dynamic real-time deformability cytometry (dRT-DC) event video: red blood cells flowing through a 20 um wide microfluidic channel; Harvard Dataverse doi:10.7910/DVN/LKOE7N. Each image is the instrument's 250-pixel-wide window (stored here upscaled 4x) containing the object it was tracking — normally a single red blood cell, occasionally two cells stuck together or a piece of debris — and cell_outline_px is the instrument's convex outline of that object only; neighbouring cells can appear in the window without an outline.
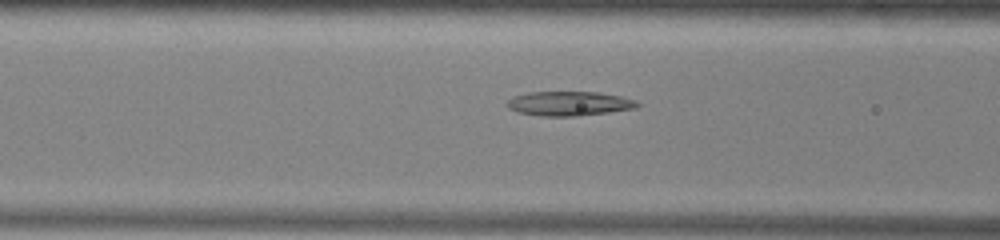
{"species": "common noctule bat (a hibernating species)", "species_latin": "Nyctalus noctula", "temperature_condition": "warm", "stored_images_in_passage": 48, "camera_frame_rate_fps": 3000, "um_per_image_px": 0.085, "animal": {"sex": "male", "body_mass_g": 13.0, "forearm_length_mm": 53.1}, "frame": {"image": 1, "passage_image": 16, "time_ms": 5.0, "image_size_px": [1000, 240], "cell_outline_px": [[640, 104], [636, 108], [608, 112], [576, 116], [540, 116], [520, 112], [508, 108], [504, 104], [512, 96], [528, 92], [600, 92], [620, 96], [636, 100]], "centroid_in_image_um": [48.35, 8.79], "position_along_channel_um": 118.2, "area_um2": 18.55}}
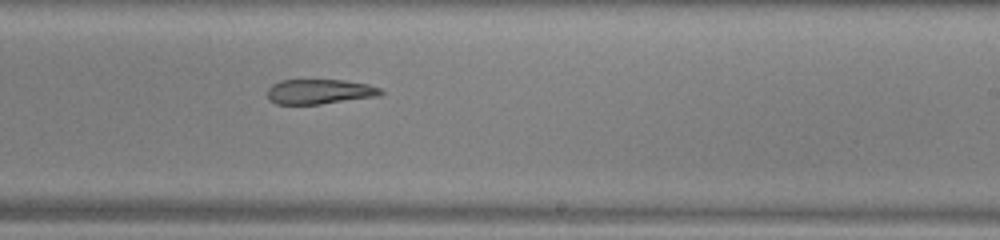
{"frame": {"image": 2, "passage_image": 27, "time_ms": 8.667, "image_size_px": [1000, 240], "cell_outline_px": [[384, 92], [380, 96], [320, 104], [276, 104], [268, 100], [268, 88], [272, 84], [280, 80], [344, 80], [368, 84], [380, 88]], "centroid_in_image_um": [27.16, 7.79], "position_along_channel_um": 261.8, "area_um2": 16.53}}
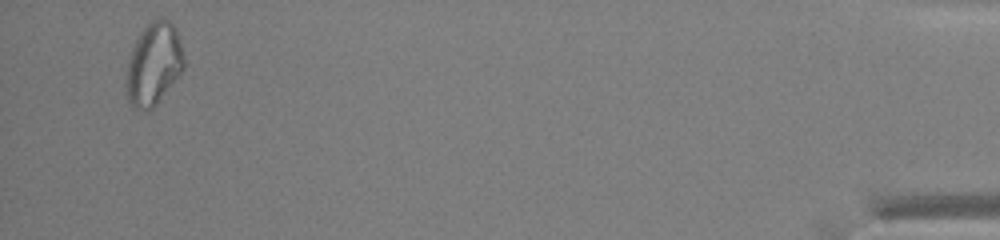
{"frame": {"image": 3, "passage_image": 46, "time_ms": 15.0, "image_size_px": [1000, 240], "cell_outline_px": [[184, 68], [156, 104], [152, 108], [132, 108], [128, 100], [124, 88], [124, 80], [128, 60], [132, 48], [140, 32], [148, 20], [156, 16], [164, 16], [176, 28], [180, 40], [184, 56]], "centroid_in_image_um": [13.03, 5.37], "position_along_channel_um": 422.2, "area_um2": 28.15}}